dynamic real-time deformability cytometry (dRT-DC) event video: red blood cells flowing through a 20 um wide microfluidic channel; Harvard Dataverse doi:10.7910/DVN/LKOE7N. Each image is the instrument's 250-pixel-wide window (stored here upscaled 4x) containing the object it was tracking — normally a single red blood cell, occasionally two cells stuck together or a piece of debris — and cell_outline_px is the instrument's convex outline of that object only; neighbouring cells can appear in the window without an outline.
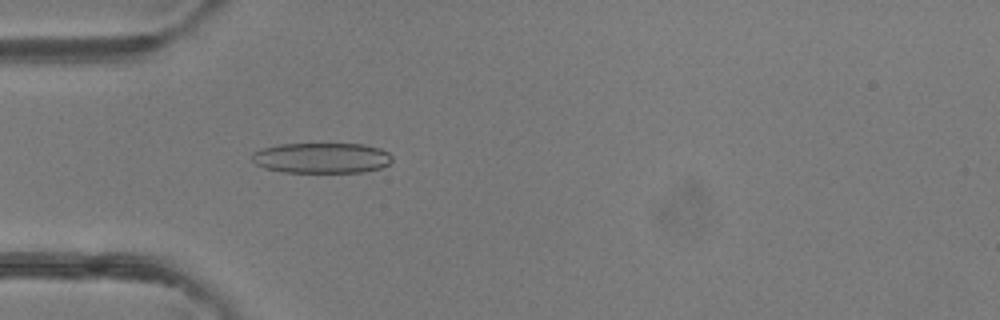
{"species": "common noctule bat (a hibernating species)", "species_latin": "Nyctalus noctula", "temperature_condition": "room temperature", "stored_images_in_passage": 2, "camera_frame_rate_fps": 3000, "um_per_image_px": 0.085, "animal": {"sex": "female"}, "frame": {"image": 1, "passage_image": 2, "time_ms": 2.0, "image_size_px": [1000, 320], "cell_outline_px": [[392, 160], [388, 164], [380, 168], [364, 172], [284, 172], [264, 168], [256, 164], [252, 160], [252, 152], [264, 148], [280, 144], [364, 144], [380, 148], [388, 152], [392, 156]], "centroid_in_image_um": [27.35, 13.43], "position_along_channel_um": 57.6, "area_um2": 24.91}}